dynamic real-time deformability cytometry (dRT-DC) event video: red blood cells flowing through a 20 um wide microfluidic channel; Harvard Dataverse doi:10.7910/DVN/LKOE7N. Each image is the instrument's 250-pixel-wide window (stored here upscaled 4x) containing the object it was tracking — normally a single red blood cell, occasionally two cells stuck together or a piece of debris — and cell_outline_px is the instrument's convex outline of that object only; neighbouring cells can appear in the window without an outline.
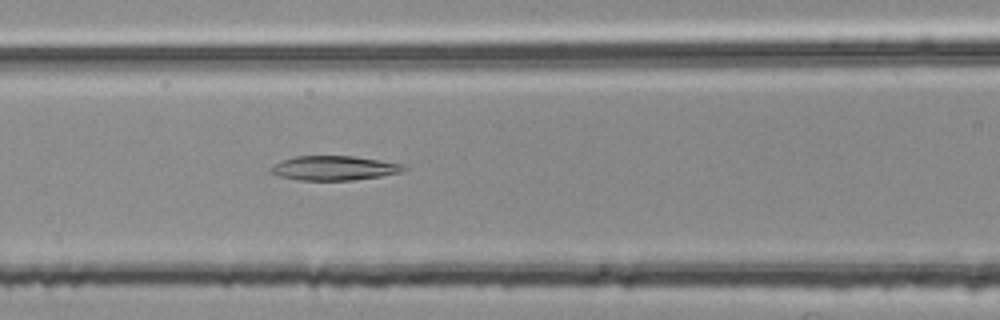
{"species": "common noctule bat (a hibernating species)", "species_latin": "Nyctalus noctula", "temperature_condition": "room temperature", "stored_images_in_passage": 54, "camera_frame_rate_fps": 3000, "um_per_image_px": 0.085, "animal": {"sex": "female", "body_mass_g": 25.1}, "frame": {"image": 1, "passage_image": 23, "time_ms": 7.333, "image_size_px": [1000, 320], "cell_outline_px": [[408, 168], [400, 172], [380, 176], [352, 180], [296, 180], [280, 176], [272, 172], [268, 168], [272, 164], [280, 160], [296, 156], [352, 156], [380, 160], [404, 164]], "centroid_in_image_um": [28.37, 14.28], "position_along_channel_um": 138.2, "area_um2": 18.96}}
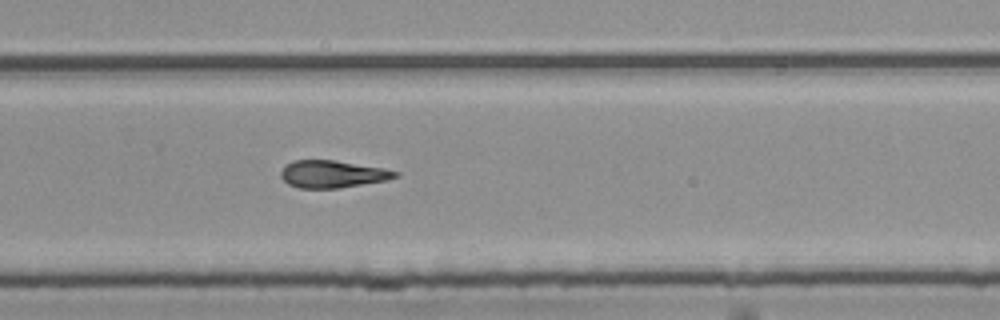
{"frame": {"image": 2, "passage_image": 36, "time_ms": 11.667, "image_size_px": [1000, 320], "cell_outline_px": [[400, 176], [388, 180], [340, 188], [300, 188], [288, 184], [280, 176], [280, 172], [284, 164], [292, 160], [336, 160], [384, 168], [400, 172]], "centroid_in_image_um": [28.27, 14.79], "position_along_channel_um": 301.5, "area_um2": 18.5}}
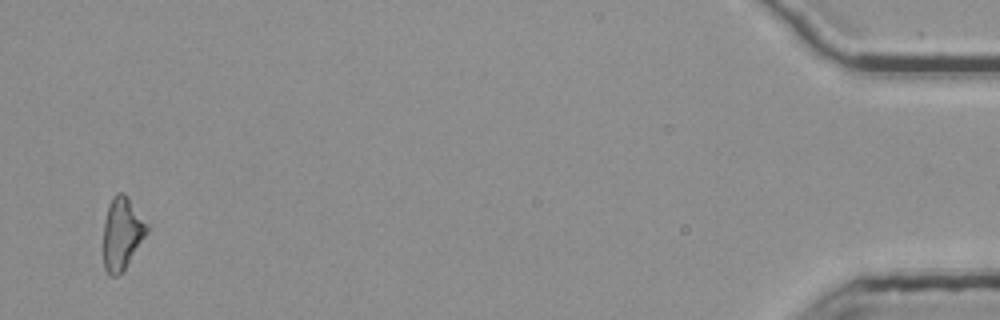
{"frame": {"image": 3, "passage_image": 53, "time_ms": 17.333, "image_size_px": [1000, 320], "cell_outline_px": [[148, 232], [124, 268], [116, 276], [112, 276], [104, 268], [100, 248], [100, 244], [108, 204], [112, 196], [116, 192], [124, 192], [128, 196], [148, 224]], "centroid_in_image_um": [10.31, 19.81], "position_along_channel_um": 424.9, "area_um2": 18.84}, "authors_computed_cell_mechanics": {"area_um2": 18.9584, "velocity_mm_per_s": 3.7806, "shape_relaxation_time_tau1_ms": null, "shape_relaxation_time_tau2_ms": 3.6041, "deformation_change_tau1": null, "deformation_change_tau2": 0.1359}}